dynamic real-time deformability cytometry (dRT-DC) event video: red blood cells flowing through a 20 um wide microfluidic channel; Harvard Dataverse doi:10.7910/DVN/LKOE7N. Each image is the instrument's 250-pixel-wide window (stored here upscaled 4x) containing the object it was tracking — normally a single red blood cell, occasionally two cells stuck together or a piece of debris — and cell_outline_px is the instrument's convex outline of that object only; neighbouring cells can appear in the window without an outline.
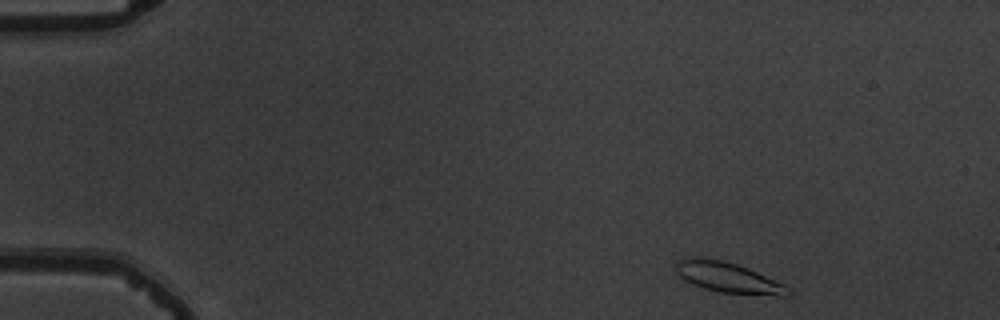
{"species": "common noctule bat (a hibernating species)", "species_latin": "Nyctalus noctula", "temperature_condition": "warm", "stored_images_in_passage": 51, "camera_frame_rate_fps": 3000, "um_per_image_px": 0.085, "animal": {"sex": "male", "body_mass_g": 19.5, "forearm_length_mm": 54.6}, "frame": {"image": 1, "passage_image": 2, "time_ms": 0.333, "image_size_px": [1000, 320], "cell_outline_px": [[792, 292], [788, 296], [780, 296], [720, 292], [704, 288], [680, 276], [676, 272], [676, 264], [684, 256], [704, 256], [736, 264], [748, 268], [784, 284]], "centroid_in_image_um": [61.89, 23.56], "position_along_channel_um": 23.1, "area_um2": 19.77}}
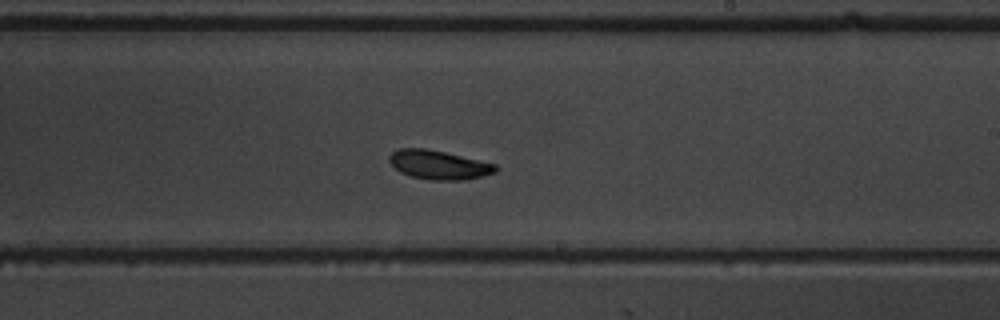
{"frame": {"image": 2, "passage_image": 29, "time_ms": 9.333, "image_size_px": [1000, 320], "cell_outline_px": [[500, 168], [496, 172], [484, 176], [464, 180], [428, 180], [412, 176], [400, 172], [388, 160], [388, 156], [392, 152], [400, 148], [424, 148], [444, 152], [496, 164]], "centroid_in_image_um": [37.32, 14.02], "position_along_channel_um": 251.7, "area_um2": 17.98}}
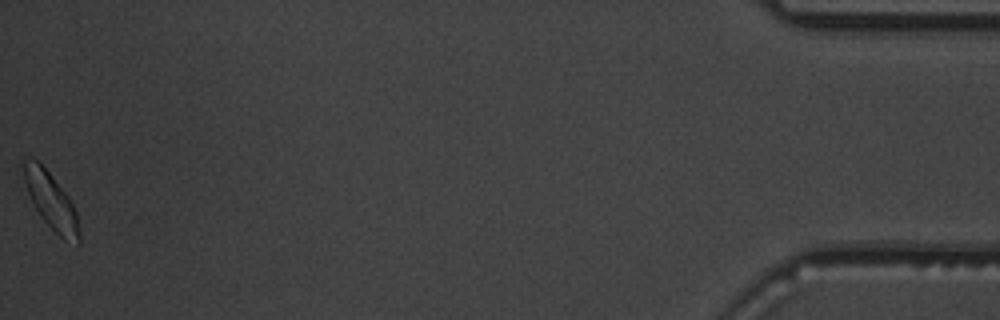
{"frame": {"image": 3, "passage_image": 51, "time_ms": 16.667, "image_size_px": [1000, 320], "cell_outline_px": [[80, 244], [64, 240], [40, 216], [28, 192], [24, 180], [20, 164], [24, 160], [36, 160], [48, 172], [68, 196], [76, 212], [80, 232]], "centroid_in_image_um": [4.34, 17.1], "position_along_channel_um": 430.9, "area_um2": 17.8}, "authors_computed_cell_mechanics": {"area_um2": 18.0336, "velocity_mm_per_s": 3.6448, "shape_relaxation_time_tau1_ms": 1.6294, "shape_relaxation_time_tau2_ms": null, "deformation_change_tau1": 0.0737, "deformation_change_tau2": null}}